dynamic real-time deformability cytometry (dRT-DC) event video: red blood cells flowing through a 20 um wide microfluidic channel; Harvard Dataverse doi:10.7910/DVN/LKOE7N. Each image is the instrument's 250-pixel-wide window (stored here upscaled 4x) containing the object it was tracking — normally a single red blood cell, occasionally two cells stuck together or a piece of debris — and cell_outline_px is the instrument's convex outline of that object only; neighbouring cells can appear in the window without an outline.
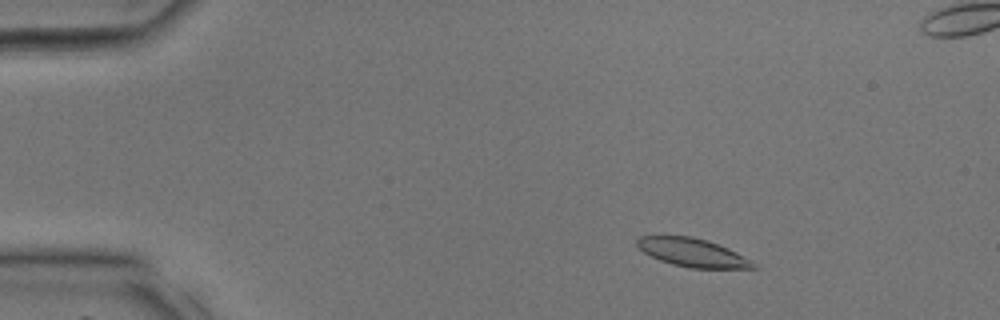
{"species": "common noctule bat (a hibernating species)", "species_latin": "Nyctalus noctula", "temperature_condition": "room temperature", "stored_images_in_passage": 35, "segment_of_instrument_passage": [1, 2], "camera_frame_rate_fps": 3000, "um_per_image_px": 0.085, "animal": {"sex": "male", "body_mass_g": 17.9, "forearm_length_mm": 54.2}, "frame": {"image": 1, "passage_image": 3, "time_ms": 0.667, "image_size_px": [1000, 320], "cell_outline_px": [[760, 268], [688, 268], [672, 264], [660, 260], [644, 252], [636, 244], [636, 240], [640, 236], [688, 236], [708, 240], [728, 248], [752, 260]], "centroid_in_image_um": [58.9, 21.47], "position_along_channel_um": 26.1, "area_um2": 19.13}}
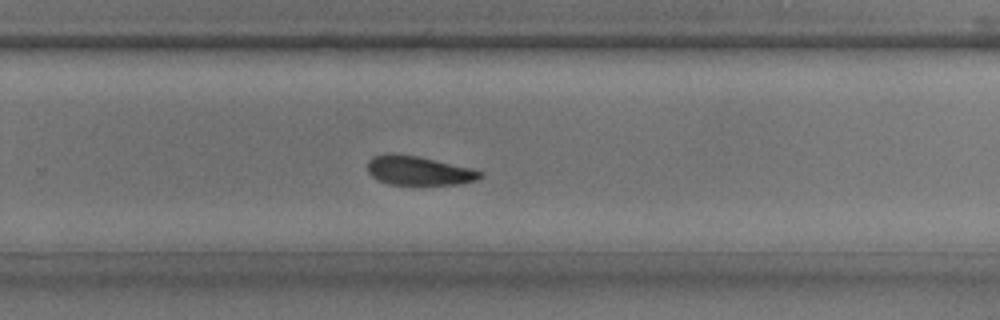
{"frame": {"image": 2, "passage_image": 22, "time_ms": 7.0, "image_size_px": [1000, 320], "cell_outline_px": [[484, 172], [476, 180], [456, 184], [388, 184], [372, 176], [368, 172], [368, 160], [372, 156], [388, 152], [392, 152], [416, 156], [472, 168]], "centroid_in_image_um": [35.54, 14.48], "position_along_channel_um": 294.3, "area_um2": 18.96}}
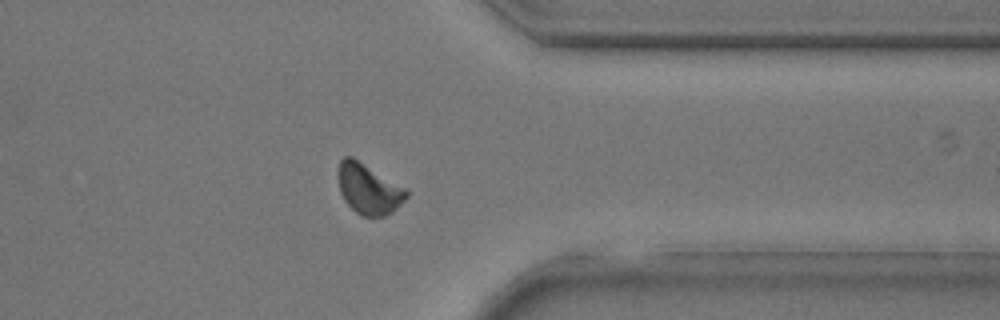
{"frame": {"image": 3, "passage_image": 27, "time_ms": 8.667, "image_size_px": [1000, 320], "cell_outline_px": [[408, 196], [392, 212], [384, 216], [360, 216], [344, 200], [340, 192], [336, 176], [336, 172], [340, 160], [344, 156], [352, 156], [404, 188], [408, 192]], "centroid_in_image_um": [31.27, 16.05], "position_along_channel_um": 380.1, "area_um2": 19.94}}